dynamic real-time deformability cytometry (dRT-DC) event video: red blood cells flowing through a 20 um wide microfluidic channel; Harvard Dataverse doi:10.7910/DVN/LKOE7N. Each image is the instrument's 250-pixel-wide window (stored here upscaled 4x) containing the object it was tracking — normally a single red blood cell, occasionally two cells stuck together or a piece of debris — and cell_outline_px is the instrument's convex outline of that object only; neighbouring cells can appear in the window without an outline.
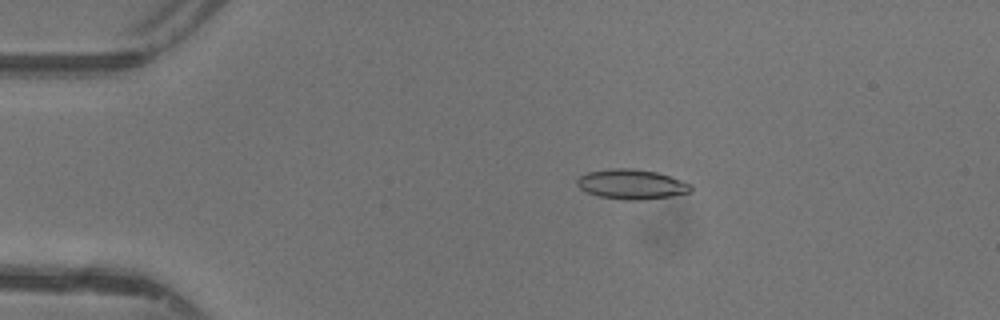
{"species": "common noctule bat (a hibernating species)", "species_latin": "Nyctalus noctula", "temperature_condition": "warm", "stored_images_in_passage": 48, "camera_frame_rate_fps": 3000, "um_per_image_px": 0.085, "animal": {"sex": "female"}, "frame": {"image": 1, "passage_image": 10, "time_ms": 3.0, "image_size_px": [1000, 320], "cell_outline_px": [[692, 192], [672, 196], [644, 200], [624, 200], [600, 196], [588, 192], [580, 188], [576, 184], [576, 180], [580, 176], [588, 172], [612, 168], [632, 168], [656, 172], [692, 184]], "centroid_in_image_um": [53.7, 15.67], "position_along_channel_um": 31.3, "area_um2": 19.77}}
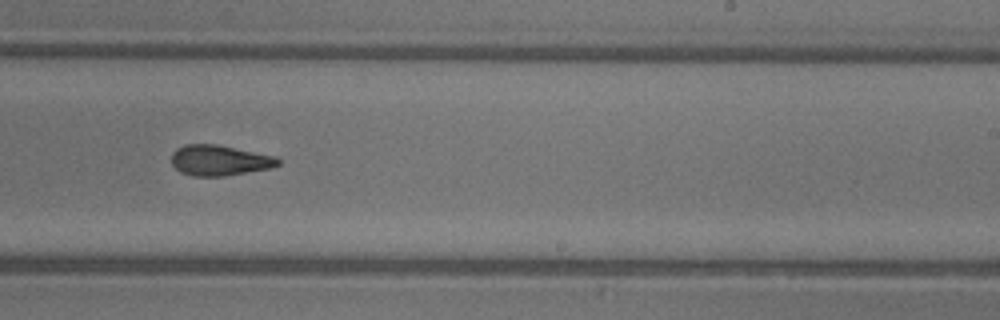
{"frame": {"image": 2, "passage_image": 30, "time_ms": 9.667, "image_size_px": [1000, 320], "cell_outline_px": [[280, 164], [272, 168], [224, 176], [192, 176], [180, 172], [172, 164], [172, 152], [176, 148], [184, 144], [216, 144], [276, 156], [280, 160]], "centroid_in_image_um": [18.66, 13.63], "position_along_channel_um": 270.3, "area_um2": 19.07}}
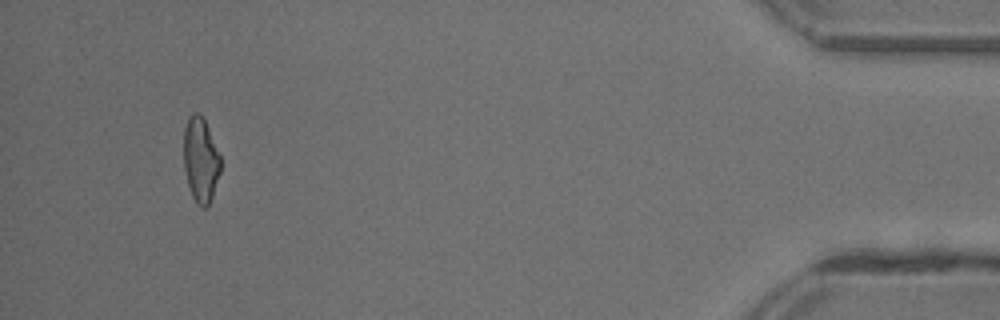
{"frame": {"image": 3, "passage_image": 45, "time_ms": 14.667, "image_size_px": [1000, 320], "cell_outline_px": [[220, 172], [212, 196], [208, 204], [204, 208], [200, 208], [196, 204], [192, 196], [188, 184], [184, 168], [184, 128], [188, 116], [192, 112], [196, 112], [204, 120], [220, 156]], "centroid_in_image_um": [17.03, 13.6], "position_along_channel_um": 418.2, "area_um2": 17.98}, "authors_computed_cell_mechanics": {"area_um2": 19.0451, "velocity_mm_per_s": 4.428, "shape_relaxation_time_tau1_ms": 11.3389, "shape_relaxation_time_tau2_ms": 2.6601, "deformation_change_tau1": 0.2653, "deformation_change_tau2": 0.125}}